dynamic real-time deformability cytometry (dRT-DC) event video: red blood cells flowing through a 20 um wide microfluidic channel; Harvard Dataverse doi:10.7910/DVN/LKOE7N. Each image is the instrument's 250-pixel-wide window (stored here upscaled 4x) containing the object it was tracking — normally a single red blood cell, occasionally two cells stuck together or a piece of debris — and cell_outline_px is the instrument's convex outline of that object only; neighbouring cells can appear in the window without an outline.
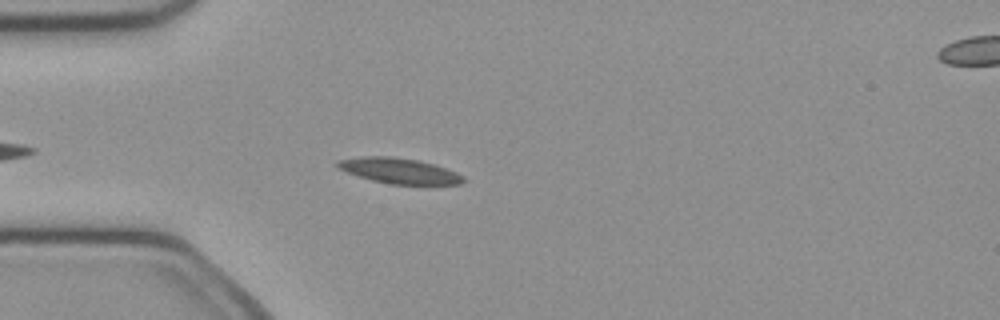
{"species": "common noctule bat (a hibernating species)", "species_latin": "Nyctalus noctula", "temperature_condition": "cold", "stored_images_in_passage": 31, "camera_frame_rate_fps": 3000, "um_per_image_px": 0.085, "animal": {"sex": "female", "body_mass_g": 21.9}, "frame": {"image": 1, "passage_image": 5, "time_ms": 1.333, "image_size_px": [1000, 320], "cell_outline_px": [[464, 180], [460, 184], [432, 188], [392, 184], [372, 180], [336, 168], [336, 160], [360, 156], [392, 156], [420, 160], [436, 164], [456, 172], [464, 176]], "centroid_in_image_um": [34.04, 14.56], "position_along_channel_um": 51.0, "area_um2": 19.71}}
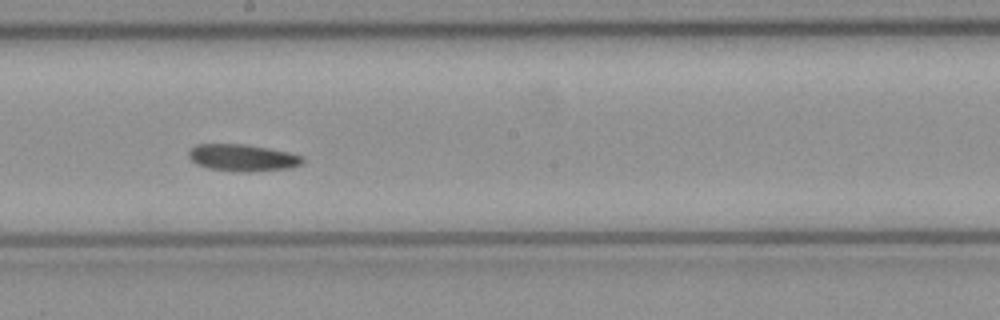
{"frame": {"image": 2, "passage_image": 19, "time_ms": 6.0, "image_size_px": [1000, 320], "cell_outline_px": [[304, 164], [292, 168], [248, 172], [240, 172], [208, 168], [196, 164], [188, 156], [188, 152], [196, 144], [244, 144], [268, 148], [288, 152], [304, 156]], "centroid_in_image_um": [20.66, 13.41], "position_along_channel_um": 227.5, "area_um2": 18.03}}
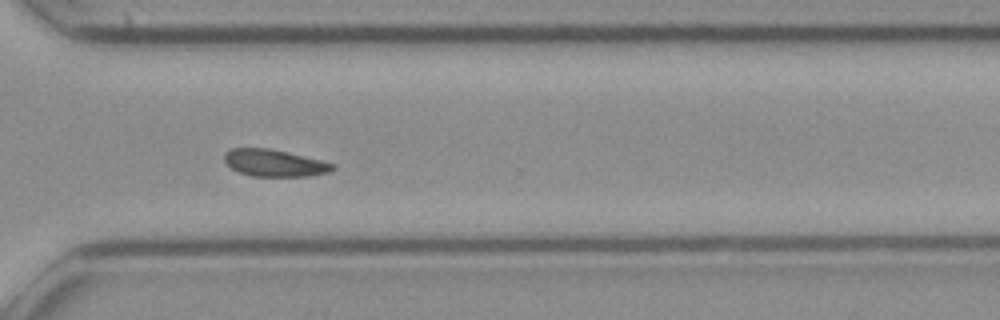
{"frame": {"image": 3, "passage_image": 28, "time_ms": 9.0, "image_size_px": [1000, 320], "cell_outline_px": [[336, 168], [328, 172], [312, 176], [252, 176], [240, 172], [232, 168], [224, 160], [224, 152], [232, 148], [268, 148], [320, 160], [336, 164]], "centroid_in_image_um": [23.33, 13.86], "position_along_channel_um": 347.3, "area_um2": 16.88}, "authors_computed_cell_mechanics": {"area_um2": 17.8602, "velocity_mm_per_s": 3.9896, "shape_relaxation_time_tau1_ms": null, "shape_relaxation_time_tau2_ms": 3.8657, "deformation_change_tau1": null, "deformation_change_tau2": 0.0793}}